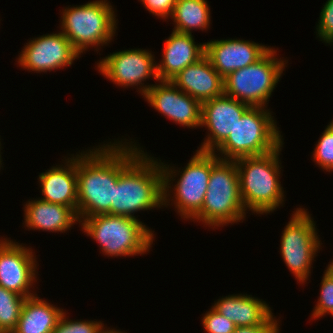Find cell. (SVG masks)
<instances>
[{
	"mask_svg": "<svg viewBox=\"0 0 333 333\" xmlns=\"http://www.w3.org/2000/svg\"><path fill=\"white\" fill-rule=\"evenodd\" d=\"M126 141L121 140V174L109 214L136 218L135 212L162 207L163 172L156 158Z\"/></svg>",
	"mask_w": 333,
	"mask_h": 333,
	"instance_id": "cell-1",
	"label": "cell"
},
{
	"mask_svg": "<svg viewBox=\"0 0 333 333\" xmlns=\"http://www.w3.org/2000/svg\"><path fill=\"white\" fill-rule=\"evenodd\" d=\"M98 147L76 153L79 220L109 214L114 203V187L121 174V141Z\"/></svg>",
	"mask_w": 333,
	"mask_h": 333,
	"instance_id": "cell-2",
	"label": "cell"
},
{
	"mask_svg": "<svg viewBox=\"0 0 333 333\" xmlns=\"http://www.w3.org/2000/svg\"><path fill=\"white\" fill-rule=\"evenodd\" d=\"M282 147L283 143L264 155L235 160L240 196L246 210L263 215L273 212L284 202V190L278 180L281 174L279 153Z\"/></svg>",
	"mask_w": 333,
	"mask_h": 333,
	"instance_id": "cell-3",
	"label": "cell"
},
{
	"mask_svg": "<svg viewBox=\"0 0 333 333\" xmlns=\"http://www.w3.org/2000/svg\"><path fill=\"white\" fill-rule=\"evenodd\" d=\"M82 230L110 257L142 255L153 244L154 232L137 218L110 214L80 220Z\"/></svg>",
	"mask_w": 333,
	"mask_h": 333,
	"instance_id": "cell-4",
	"label": "cell"
},
{
	"mask_svg": "<svg viewBox=\"0 0 333 333\" xmlns=\"http://www.w3.org/2000/svg\"><path fill=\"white\" fill-rule=\"evenodd\" d=\"M196 151L185 168L182 169L183 171L180 172V178L174 185L175 190H172V192L174 191L173 197H170L171 190L169 188L171 189L172 184L170 182L175 180L177 174L179 175L178 170L175 168L172 170L171 166H167L160 160L163 172V206L170 205L168 204L170 198H173L171 201H174L175 208H177L181 218H186V220H192L201 211L211 168L220 160L215 152Z\"/></svg>",
	"mask_w": 333,
	"mask_h": 333,
	"instance_id": "cell-5",
	"label": "cell"
},
{
	"mask_svg": "<svg viewBox=\"0 0 333 333\" xmlns=\"http://www.w3.org/2000/svg\"><path fill=\"white\" fill-rule=\"evenodd\" d=\"M245 216L236 163L220 159L211 168L202 209L193 219L216 228L240 222Z\"/></svg>",
	"mask_w": 333,
	"mask_h": 333,
	"instance_id": "cell-6",
	"label": "cell"
},
{
	"mask_svg": "<svg viewBox=\"0 0 333 333\" xmlns=\"http://www.w3.org/2000/svg\"><path fill=\"white\" fill-rule=\"evenodd\" d=\"M273 117L265 107H250L216 149L220 152L217 156L220 154L218 157L222 160L235 161L277 149L283 143V136Z\"/></svg>",
	"mask_w": 333,
	"mask_h": 333,
	"instance_id": "cell-7",
	"label": "cell"
},
{
	"mask_svg": "<svg viewBox=\"0 0 333 333\" xmlns=\"http://www.w3.org/2000/svg\"><path fill=\"white\" fill-rule=\"evenodd\" d=\"M61 32L81 55L89 47L112 41L117 28L116 15L107 0H96L62 11Z\"/></svg>",
	"mask_w": 333,
	"mask_h": 333,
	"instance_id": "cell-8",
	"label": "cell"
},
{
	"mask_svg": "<svg viewBox=\"0 0 333 333\" xmlns=\"http://www.w3.org/2000/svg\"><path fill=\"white\" fill-rule=\"evenodd\" d=\"M276 52L275 48H271L257 62L223 78L224 94L251 107L267 108L268 99L288 63L276 58Z\"/></svg>",
	"mask_w": 333,
	"mask_h": 333,
	"instance_id": "cell-9",
	"label": "cell"
},
{
	"mask_svg": "<svg viewBox=\"0 0 333 333\" xmlns=\"http://www.w3.org/2000/svg\"><path fill=\"white\" fill-rule=\"evenodd\" d=\"M304 208H297L281 236L280 253L287 268L303 284L311 274L312 262L321 243L316 225Z\"/></svg>",
	"mask_w": 333,
	"mask_h": 333,
	"instance_id": "cell-10",
	"label": "cell"
},
{
	"mask_svg": "<svg viewBox=\"0 0 333 333\" xmlns=\"http://www.w3.org/2000/svg\"><path fill=\"white\" fill-rule=\"evenodd\" d=\"M154 55L145 49H131L113 52L102 58L97 63V68L104 77L111 80L114 84L123 87H133L140 85L138 88L141 95L153 86L145 85L142 81L152 77L159 81ZM155 62V63H154Z\"/></svg>",
	"mask_w": 333,
	"mask_h": 333,
	"instance_id": "cell-11",
	"label": "cell"
},
{
	"mask_svg": "<svg viewBox=\"0 0 333 333\" xmlns=\"http://www.w3.org/2000/svg\"><path fill=\"white\" fill-rule=\"evenodd\" d=\"M26 44L17 62L37 73L69 67L80 55L62 32L44 34Z\"/></svg>",
	"mask_w": 333,
	"mask_h": 333,
	"instance_id": "cell-12",
	"label": "cell"
},
{
	"mask_svg": "<svg viewBox=\"0 0 333 333\" xmlns=\"http://www.w3.org/2000/svg\"><path fill=\"white\" fill-rule=\"evenodd\" d=\"M29 247L6 238L0 240V286L28 298L37 281V261ZM30 290V291H29Z\"/></svg>",
	"mask_w": 333,
	"mask_h": 333,
	"instance_id": "cell-13",
	"label": "cell"
},
{
	"mask_svg": "<svg viewBox=\"0 0 333 333\" xmlns=\"http://www.w3.org/2000/svg\"><path fill=\"white\" fill-rule=\"evenodd\" d=\"M250 107L225 94L201 103L200 127L208 129V136L198 150L217 152L215 150L227 139L237 121Z\"/></svg>",
	"mask_w": 333,
	"mask_h": 333,
	"instance_id": "cell-14",
	"label": "cell"
},
{
	"mask_svg": "<svg viewBox=\"0 0 333 333\" xmlns=\"http://www.w3.org/2000/svg\"><path fill=\"white\" fill-rule=\"evenodd\" d=\"M155 110L187 128L201 125V103L171 81H159L143 96Z\"/></svg>",
	"mask_w": 333,
	"mask_h": 333,
	"instance_id": "cell-15",
	"label": "cell"
},
{
	"mask_svg": "<svg viewBox=\"0 0 333 333\" xmlns=\"http://www.w3.org/2000/svg\"><path fill=\"white\" fill-rule=\"evenodd\" d=\"M270 49L269 46L242 39H223L205 43V55L223 78L235 70L257 62Z\"/></svg>",
	"mask_w": 333,
	"mask_h": 333,
	"instance_id": "cell-16",
	"label": "cell"
},
{
	"mask_svg": "<svg viewBox=\"0 0 333 333\" xmlns=\"http://www.w3.org/2000/svg\"><path fill=\"white\" fill-rule=\"evenodd\" d=\"M170 81L200 103L224 94L223 77L206 55L185 67Z\"/></svg>",
	"mask_w": 333,
	"mask_h": 333,
	"instance_id": "cell-17",
	"label": "cell"
},
{
	"mask_svg": "<svg viewBox=\"0 0 333 333\" xmlns=\"http://www.w3.org/2000/svg\"><path fill=\"white\" fill-rule=\"evenodd\" d=\"M205 55V43L196 44L192 34L174 31L166 39L162 60L156 64L159 81H170Z\"/></svg>",
	"mask_w": 333,
	"mask_h": 333,
	"instance_id": "cell-18",
	"label": "cell"
},
{
	"mask_svg": "<svg viewBox=\"0 0 333 333\" xmlns=\"http://www.w3.org/2000/svg\"><path fill=\"white\" fill-rule=\"evenodd\" d=\"M64 165L52 166L39 175L41 200L62 204L77 212V172L76 155L65 159Z\"/></svg>",
	"mask_w": 333,
	"mask_h": 333,
	"instance_id": "cell-19",
	"label": "cell"
},
{
	"mask_svg": "<svg viewBox=\"0 0 333 333\" xmlns=\"http://www.w3.org/2000/svg\"><path fill=\"white\" fill-rule=\"evenodd\" d=\"M261 300L247 294L228 295L218 299L213 308L236 327L278 324L269 305Z\"/></svg>",
	"mask_w": 333,
	"mask_h": 333,
	"instance_id": "cell-20",
	"label": "cell"
},
{
	"mask_svg": "<svg viewBox=\"0 0 333 333\" xmlns=\"http://www.w3.org/2000/svg\"><path fill=\"white\" fill-rule=\"evenodd\" d=\"M24 222L28 229L50 232H65L79 222L77 212L62 204L41 199L28 200L24 205Z\"/></svg>",
	"mask_w": 333,
	"mask_h": 333,
	"instance_id": "cell-21",
	"label": "cell"
},
{
	"mask_svg": "<svg viewBox=\"0 0 333 333\" xmlns=\"http://www.w3.org/2000/svg\"><path fill=\"white\" fill-rule=\"evenodd\" d=\"M36 295L26 298L12 333H52L64 310Z\"/></svg>",
	"mask_w": 333,
	"mask_h": 333,
	"instance_id": "cell-22",
	"label": "cell"
},
{
	"mask_svg": "<svg viewBox=\"0 0 333 333\" xmlns=\"http://www.w3.org/2000/svg\"><path fill=\"white\" fill-rule=\"evenodd\" d=\"M174 31L192 34L191 30L207 29L210 25V9L206 0H177L171 16Z\"/></svg>",
	"mask_w": 333,
	"mask_h": 333,
	"instance_id": "cell-23",
	"label": "cell"
},
{
	"mask_svg": "<svg viewBox=\"0 0 333 333\" xmlns=\"http://www.w3.org/2000/svg\"><path fill=\"white\" fill-rule=\"evenodd\" d=\"M25 297L0 286V328L5 333H12L20 318Z\"/></svg>",
	"mask_w": 333,
	"mask_h": 333,
	"instance_id": "cell-24",
	"label": "cell"
},
{
	"mask_svg": "<svg viewBox=\"0 0 333 333\" xmlns=\"http://www.w3.org/2000/svg\"><path fill=\"white\" fill-rule=\"evenodd\" d=\"M313 161L326 172L333 171V120L326 127L313 151Z\"/></svg>",
	"mask_w": 333,
	"mask_h": 333,
	"instance_id": "cell-25",
	"label": "cell"
},
{
	"mask_svg": "<svg viewBox=\"0 0 333 333\" xmlns=\"http://www.w3.org/2000/svg\"><path fill=\"white\" fill-rule=\"evenodd\" d=\"M326 314L333 317V271L326 269L321 281L320 297L311 318L318 319Z\"/></svg>",
	"mask_w": 333,
	"mask_h": 333,
	"instance_id": "cell-26",
	"label": "cell"
},
{
	"mask_svg": "<svg viewBox=\"0 0 333 333\" xmlns=\"http://www.w3.org/2000/svg\"><path fill=\"white\" fill-rule=\"evenodd\" d=\"M103 327L104 324L97 320H69L64 312L52 333H99Z\"/></svg>",
	"mask_w": 333,
	"mask_h": 333,
	"instance_id": "cell-27",
	"label": "cell"
},
{
	"mask_svg": "<svg viewBox=\"0 0 333 333\" xmlns=\"http://www.w3.org/2000/svg\"><path fill=\"white\" fill-rule=\"evenodd\" d=\"M204 331L207 333H233L236 325L228 318L218 313L212 306L202 319Z\"/></svg>",
	"mask_w": 333,
	"mask_h": 333,
	"instance_id": "cell-28",
	"label": "cell"
},
{
	"mask_svg": "<svg viewBox=\"0 0 333 333\" xmlns=\"http://www.w3.org/2000/svg\"><path fill=\"white\" fill-rule=\"evenodd\" d=\"M317 37L333 45V0H327L321 10L317 24Z\"/></svg>",
	"mask_w": 333,
	"mask_h": 333,
	"instance_id": "cell-29",
	"label": "cell"
},
{
	"mask_svg": "<svg viewBox=\"0 0 333 333\" xmlns=\"http://www.w3.org/2000/svg\"><path fill=\"white\" fill-rule=\"evenodd\" d=\"M144 7L154 16L167 19L174 12L175 3L177 0H140Z\"/></svg>",
	"mask_w": 333,
	"mask_h": 333,
	"instance_id": "cell-30",
	"label": "cell"
},
{
	"mask_svg": "<svg viewBox=\"0 0 333 333\" xmlns=\"http://www.w3.org/2000/svg\"><path fill=\"white\" fill-rule=\"evenodd\" d=\"M279 324H258L236 327L233 333H279Z\"/></svg>",
	"mask_w": 333,
	"mask_h": 333,
	"instance_id": "cell-31",
	"label": "cell"
},
{
	"mask_svg": "<svg viewBox=\"0 0 333 333\" xmlns=\"http://www.w3.org/2000/svg\"><path fill=\"white\" fill-rule=\"evenodd\" d=\"M109 329L110 328L105 330V327H103L102 330L99 333H124V332H121V331H118V330H115V329H112V328L110 330Z\"/></svg>",
	"mask_w": 333,
	"mask_h": 333,
	"instance_id": "cell-32",
	"label": "cell"
},
{
	"mask_svg": "<svg viewBox=\"0 0 333 333\" xmlns=\"http://www.w3.org/2000/svg\"><path fill=\"white\" fill-rule=\"evenodd\" d=\"M331 264H328V267H326L328 270L333 271V260L330 262Z\"/></svg>",
	"mask_w": 333,
	"mask_h": 333,
	"instance_id": "cell-33",
	"label": "cell"
},
{
	"mask_svg": "<svg viewBox=\"0 0 333 333\" xmlns=\"http://www.w3.org/2000/svg\"><path fill=\"white\" fill-rule=\"evenodd\" d=\"M0 146H1V144H0ZM1 148V147H0ZM1 151V150H0ZM2 161H1V152H0V168H1V165H2V163H1Z\"/></svg>",
	"mask_w": 333,
	"mask_h": 333,
	"instance_id": "cell-34",
	"label": "cell"
}]
</instances>
